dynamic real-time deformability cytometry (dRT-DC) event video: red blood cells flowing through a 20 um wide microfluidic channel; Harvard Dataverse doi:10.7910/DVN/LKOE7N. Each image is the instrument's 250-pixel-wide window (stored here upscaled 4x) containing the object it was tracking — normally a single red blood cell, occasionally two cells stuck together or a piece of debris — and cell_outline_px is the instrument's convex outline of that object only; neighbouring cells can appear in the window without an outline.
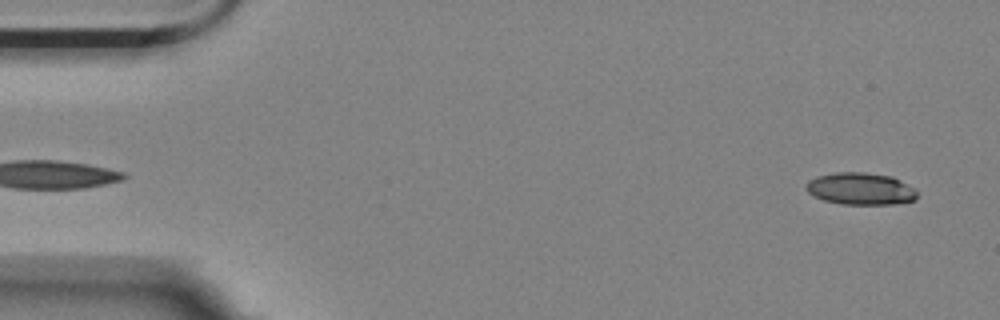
{"species": "Egyptian fruit bat (a non-hibernating species)", "species_latin": "Rousettus aegyptiacus", "temperature_condition": "room temperature", "stored_images_in_passage": 57, "camera_frame_rate_fps": 3000, "um_per_image_px": 0.085, "animal": {"sex": "female"}, "frame": {"image": 1, "passage_image": 3, "time_ms": 0.667, "image_size_px": [1000, 320], "cell_outline_px": [[916, 200], [896, 204], [840, 204], [824, 200], [812, 196], [804, 188], [804, 184], [808, 180], [816, 176], [836, 172], [864, 172], [892, 176], [900, 180], [912, 188], [916, 192]], "centroid_in_image_um": [73.08, 16.04], "position_along_channel_um": 11.9, "area_um2": 20.92}}
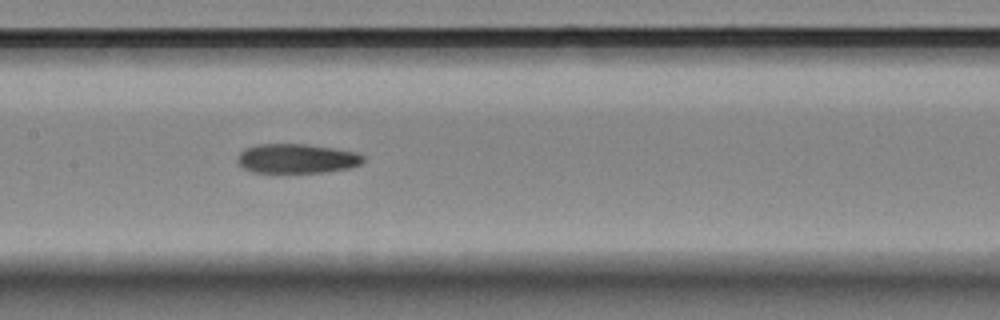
{"frame": {"image": 2, "passage_image": 27, "time_ms": 8.667, "image_size_px": [1000, 320], "cell_outline_px": [[364, 160], [360, 164], [348, 168], [328, 172], [252, 172], [244, 168], [236, 160], [240, 152], [244, 148], [256, 144], [304, 144], [332, 148], [356, 152], [364, 156]], "centroid_in_image_um": [25.21, 13.47], "position_along_channel_um": 182.2, "area_um2": 21.5}}
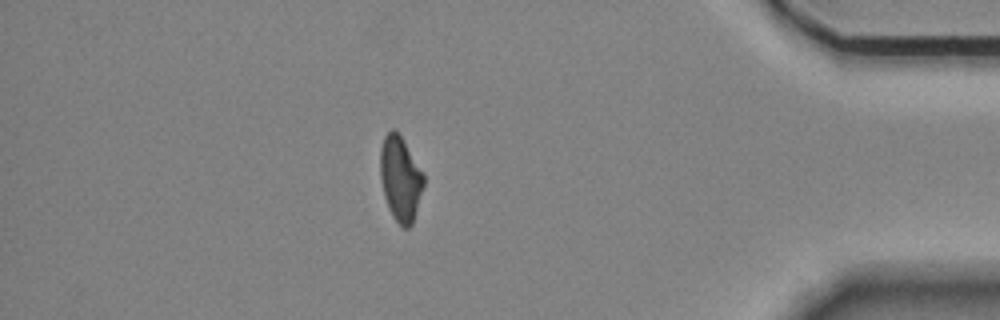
{"frame": {"image": 3, "passage_image": 49, "time_ms": 16.0, "image_size_px": [1000, 320], "cell_outline_px": [[424, 184], [412, 224], [408, 228], [404, 228], [392, 216], [384, 196], [380, 176], [380, 148], [384, 136], [392, 128], [400, 136], [424, 176]], "centroid_in_image_um": [34.0, 15.21], "position_along_channel_um": 401.2, "area_um2": 20.92}, "authors_computed_cell_mechanics": {"area_um2": 21.9062, "velocity_mm_per_s": 3.5268, "shape_relaxation_time_tau1_ms": 6.9779, "shape_relaxation_time_tau2_ms": 4.424, "deformation_change_tau1": 0.1962, "deformation_change_tau2": 0.1251}}